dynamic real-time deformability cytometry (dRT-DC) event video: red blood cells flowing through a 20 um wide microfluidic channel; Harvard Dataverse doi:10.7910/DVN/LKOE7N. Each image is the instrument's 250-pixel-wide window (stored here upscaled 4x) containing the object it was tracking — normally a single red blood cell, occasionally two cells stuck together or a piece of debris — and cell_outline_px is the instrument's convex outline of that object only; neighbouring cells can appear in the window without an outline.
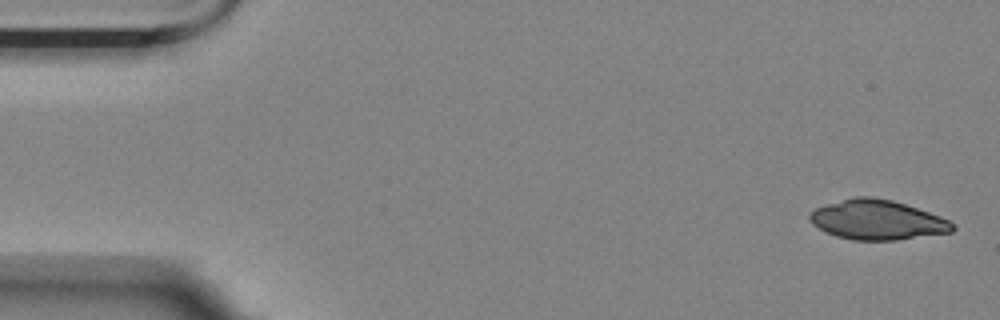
{"species": "Egyptian fruit bat (a non-hibernating species)", "species_latin": "Rousettus aegyptiacus", "temperature_condition": "room temperature", "stored_images_in_passage": 55, "camera_frame_rate_fps": 3000, "um_per_image_px": 0.085, "animal": {"sex": "female"}, "frame": {"image": 1, "passage_image": 1, "time_ms": 0.0, "image_size_px": [1000, 320], "cell_outline_px": [[956, 228], [952, 232], [896, 240], [852, 240], [836, 236], [812, 224], [808, 216], [808, 212], [816, 208], [828, 204], [856, 196], [872, 196], [892, 200], [940, 216], [956, 224]], "centroid_in_image_um": [74.58, 18.69], "position_along_channel_um": 10.4, "area_um2": 32.89}}